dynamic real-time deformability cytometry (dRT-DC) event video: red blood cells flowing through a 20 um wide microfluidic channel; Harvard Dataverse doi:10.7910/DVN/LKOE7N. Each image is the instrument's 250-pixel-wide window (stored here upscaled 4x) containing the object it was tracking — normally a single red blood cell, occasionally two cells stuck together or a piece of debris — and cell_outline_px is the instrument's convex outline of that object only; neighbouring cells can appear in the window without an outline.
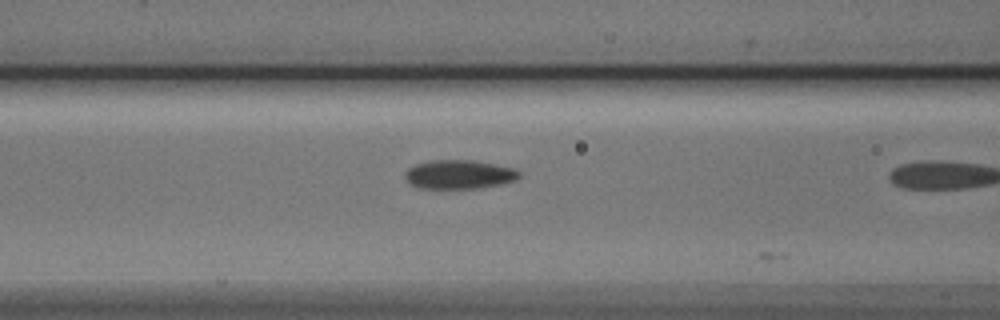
{"species": "Egyptian fruit bat (a non-hibernating species)", "species_latin": "Rousettus aegyptiacus", "temperature_condition": "cold", "stored_images_in_passage": 19, "camera_frame_rate_fps": 3000, "um_per_image_px": 0.085, "animal": {"sex": "male"}, "frame": {"image": 1, "passage_image": 18, "time_ms": 5.667, "image_size_px": [1000, 320], "cell_outline_px": [[520, 176], [516, 180], [500, 184], [480, 188], [420, 188], [408, 184], [404, 176], [404, 172], [408, 168], [416, 164], [432, 160], [476, 160], [512, 168], [520, 172]], "centroid_in_image_um": [38.99, 14.83], "position_along_channel_um": 127.6, "area_um2": 19.31}}